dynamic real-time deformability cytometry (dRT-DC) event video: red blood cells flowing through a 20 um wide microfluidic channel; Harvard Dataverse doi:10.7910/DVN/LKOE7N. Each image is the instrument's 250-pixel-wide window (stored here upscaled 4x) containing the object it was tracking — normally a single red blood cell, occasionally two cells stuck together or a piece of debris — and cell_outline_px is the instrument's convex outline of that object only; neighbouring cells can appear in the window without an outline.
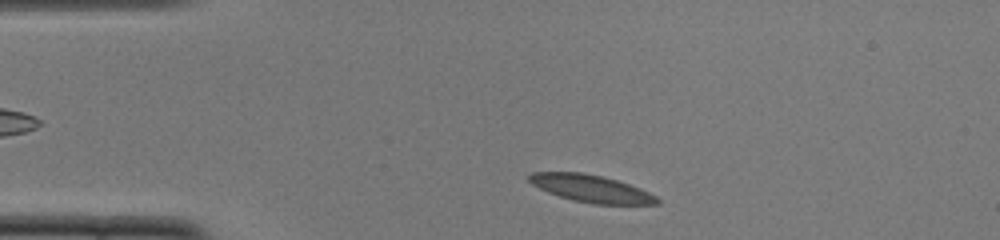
{"species": "common noctule bat (a hibernating species)", "species_latin": "Nyctalus noctula", "temperature_condition": "cold", "stored_images_in_passage": 45, "camera_frame_rate_fps": 3000, "um_per_image_px": 0.085, "animal": {"sex": "female", "body_mass_g": 22.0, "forearm_length_mm": 56.7}, "frame": {"image": 1, "passage_image": 3, "time_ms": 0.667, "image_size_px": [1000, 240], "cell_outline_px": [[660, 204], [592, 204], [572, 200], [548, 192], [532, 184], [528, 180], [528, 176], [532, 172], [580, 172], [600, 176], [616, 180], [640, 188], [656, 196], [660, 200]], "centroid_in_image_um": [50.25, 16.03], "position_along_channel_um": 34.8, "area_um2": 20.17}}
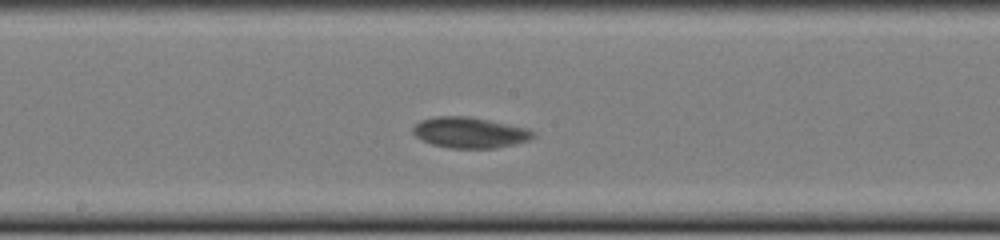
{"frame": {"image": 2, "passage_image": 20, "time_ms": 6.333, "image_size_px": [1000, 240], "cell_outline_px": [[536, 136], [528, 140], [496, 148], [448, 148], [432, 144], [416, 136], [412, 132], [412, 128], [420, 120], [436, 116], [468, 116], [528, 128], [536, 132]], "centroid_in_image_um": [39.93, 11.26], "position_along_channel_um": 208.3, "area_um2": 21.5}}
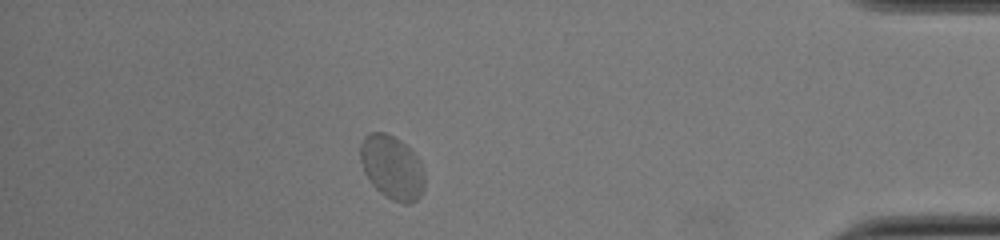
{"frame": {"image": 3, "passage_image": 39, "time_ms": 12.667, "image_size_px": [1000, 240], "cell_outline_px": [[424, 188], [420, 196], [416, 200], [408, 204], [404, 204], [392, 200], [384, 196], [372, 184], [364, 172], [360, 160], [360, 144], [364, 136], [368, 132], [384, 132], [400, 140], [416, 156], [424, 172]], "centroid_in_image_um": [33.3, 14.23], "position_along_channel_um": 401.9, "area_um2": 23.87}, "authors_computed_cell_mechanics": {"area_um2": 21.097, "velocity_mm_per_s": 3.7271, "shape_relaxation_time_tau1_ms": 5.026, "shape_relaxation_time_tau2_ms": null, "deformation_change_tau1": 0.1082, "deformation_change_tau2": null}}